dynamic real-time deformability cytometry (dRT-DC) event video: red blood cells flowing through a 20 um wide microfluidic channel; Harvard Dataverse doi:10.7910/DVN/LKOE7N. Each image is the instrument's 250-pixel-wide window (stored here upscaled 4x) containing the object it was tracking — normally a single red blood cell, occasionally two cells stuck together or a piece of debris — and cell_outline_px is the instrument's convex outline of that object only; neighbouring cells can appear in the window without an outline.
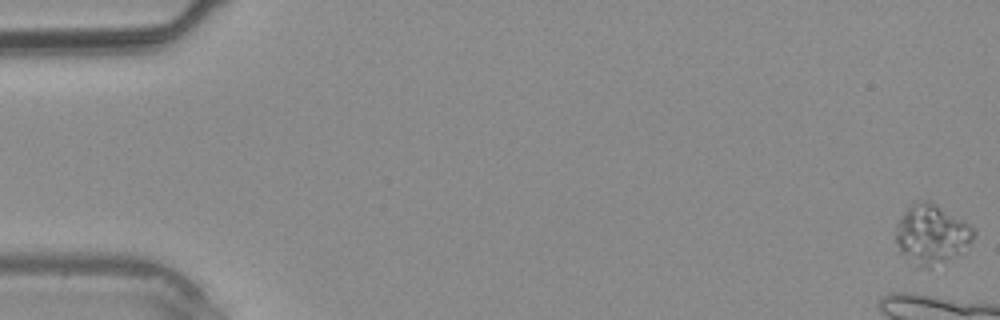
{"species": "common noctule bat (a hibernating species)", "species_latin": "Nyctalus noctula", "temperature_condition": "warm", "stored_images_in_passage": 5, "camera_frame_rate_fps": 3000, "um_per_image_px": 0.085, "animal": {"sex": "male", "body_mass_g": 20.4}, "frame": {"image": 1, "passage_image": 1, "time_ms": 0.0, "image_size_px": [1000, 320], "cell_outline_px": [[976, 232], [972, 240], [960, 256], [932, 268], [916, 268], [900, 252], [896, 240], [896, 224], [908, 208], [916, 200], [932, 200], [964, 220], [976, 228]], "centroid_in_image_um": [79.22, 19.94], "position_along_channel_um": 5.8, "area_um2": 27.86}}